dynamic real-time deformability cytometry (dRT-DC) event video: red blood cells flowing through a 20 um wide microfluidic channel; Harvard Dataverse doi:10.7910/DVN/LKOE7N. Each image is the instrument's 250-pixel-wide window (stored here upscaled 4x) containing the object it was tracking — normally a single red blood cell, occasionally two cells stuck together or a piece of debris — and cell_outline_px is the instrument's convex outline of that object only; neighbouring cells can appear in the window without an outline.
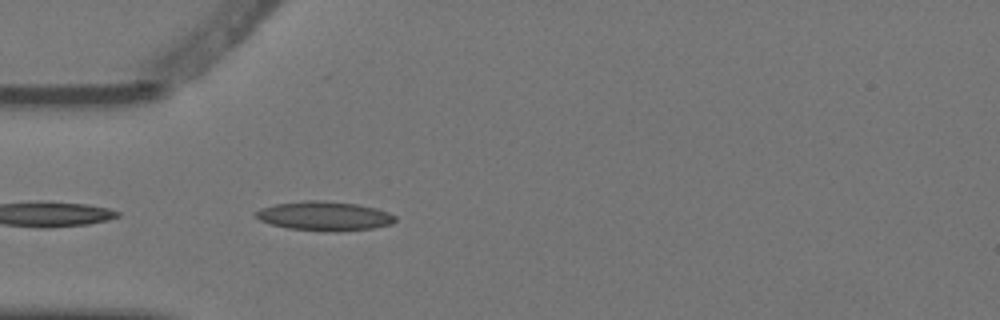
{"species": "Egyptian fruit bat (a non-hibernating species)", "species_latin": "Rousettus aegyptiacus", "temperature_condition": "warm", "stored_images_in_passage": 4, "camera_frame_rate_fps": 3000, "um_per_image_px": 0.085, "animal": {"sex": "female"}, "frame": {"image": 1, "passage_image": 4, "time_ms": 1.0, "image_size_px": [1000, 320], "cell_outline_px": [[396, 220], [392, 224], [372, 228], [340, 232], [332, 232], [288, 228], [272, 224], [260, 220], [256, 216], [256, 212], [260, 208], [276, 204], [304, 200], [324, 200], [356, 204], [376, 208], [388, 212], [396, 216]], "centroid_in_image_um": [27.61, 18.36], "position_along_channel_um": 57.4, "area_um2": 23.76}}